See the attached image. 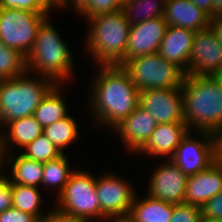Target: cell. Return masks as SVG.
<instances>
[{"instance_id":"obj_1","label":"cell","mask_w":222,"mask_h":222,"mask_svg":"<svg viewBox=\"0 0 222 222\" xmlns=\"http://www.w3.org/2000/svg\"><path fill=\"white\" fill-rule=\"evenodd\" d=\"M97 67L88 105L93 123L111 129L138 107L139 90L121 66Z\"/></svg>"},{"instance_id":"obj_2","label":"cell","mask_w":222,"mask_h":222,"mask_svg":"<svg viewBox=\"0 0 222 222\" xmlns=\"http://www.w3.org/2000/svg\"><path fill=\"white\" fill-rule=\"evenodd\" d=\"M183 92L184 120L190 131H222V75H186Z\"/></svg>"},{"instance_id":"obj_3","label":"cell","mask_w":222,"mask_h":222,"mask_svg":"<svg viewBox=\"0 0 222 222\" xmlns=\"http://www.w3.org/2000/svg\"><path fill=\"white\" fill-rule=\"evenodd\" d=\"M48 16L39 26L32 50L26 56L27 71L48 77L55 84L74 79L75 63L71 49L61 38Z\"/></svg>"},{"instance_id":"obj_4","label":"cell","mask_w":222,"mask_h":222,"mask_svg":"<svg viewBox=\"0 0 222 222\" xmlns=\"http://www.w3.org/2000/svg\"><path fill=\"white\" fill-rule=\"evenodd\" d=\"M85 50L96 66L122 65L126 54L130 22L122 9L98 15L86 21Z\"/></svg>"},{"instance_id":"obj_5","label":"cell","mask_w":222,"mask_h":222,"mask_svg":"<svg viewBox=\"0 0 222 222\" xmlns=\"http://www.w3.org/2000/svg\"><path fill=\"white\" fill-rule=\"evenodd\" d=\"M31 74L26 70L15 78L0 80V117L4 125L34 115L43 97L55 85L48 77Z\"/></svg>"},{"instance_id":"obj_6","label":"cell","mask_w":222,"mask_h":222,"mask_svg":"<svg viewBox=\"0 0 222 222\" xmlns=\"http://www.w3.org/2000/svg\"><path fill=\"white\" fill-rule=\"evenodd\" d=\"M92 175L86 170L75 169L57 196L56 209L82 222H93L95 219L103 222L107 217L101 211L96 193V177Z\"/></svg>"},{"instance_id":"obj_7","label":"cell","mask_w":222,"mask_h":222,"mask_svg":"<svg viewBox=\"0 0 222 222\" xmlns=\"http://www.w3.org/2000/svg\"><path fill=\"white\" fill-rule=\"evenodd\" d=\"M121 67L139 91L181 88L186 76L181 67L167 61L158 52L128 60Z\"/></svg>"},{"instance_id":"obj_8","label":"cell","mask_w":222,"mask_h":222,"mask_svg":"<svg viewBox=\"0 0 222 222\" xmlns=\"http://www.w3.org/2000/svg\"><path fill=\"white\" fill-rule=\"evenodd\" d=\"M48 13L0 9V41L25 57L32 50L41 23Z\"/></svg>"},{"instance_id":"obj_9","label":"cell","mask_w":222,"mask_h":222,"mask_svg":"<svg viewBox=\"0 0 222 222\" xmlns=\"http://www.w3.org/2000/svg\"><path fill=\"white\" fill-rule=\"evenodd\" d=\"M192 134L195 132L187 133L170 158L187 176L204 171L217 161L216 135L200 131L196 132L197 137Z\"/></svg>"},{"instance_id":"obj_10","label":"cell","mask_w":222,"mask_h":222,"mask_svg":"<svg viewBox=\"0 0 222 222\" xmlns=\"http://www.w3.org/2000/svg\"><path fill=\"white\" fill-rule=\"evenodd\" d=\"M114 172L96 177V193L102 213L107 217H124L130 213L136 196L134 185ZM116 174V175H115Z\"/></svg>"},{"instance_id":"obj_11","label":"cell","mask_w":222,"mask_h":222,"mask_svg":"<svg viewBox=\"0 0 222 222\" xmlns=\"http://www.w3.org/2000/svg\"><path fill=\"white\" fill-rule=\"evenodd\" d=\"M186 75H222V46L209 27L195 32Z\"/></svg>"},{"instance_id":"obj_12","label":"cell","mask_w":222,"mask_h":222,"mask_svg":"<svg viewBox=\"0 0 222 222\" xmlns=\"http://www.w3.org/2000/svg\"><path fill=\"white\" fill-rule=\"evenodd\" d=\"M139 105L155 118L157 124L185 122L181 88L139 91Z\"/></svg>"},{"instance_id":"obj_13","label":"cell","mask_w":222,"mask_h":222,"mask_svg":"<svg viewBox=\"0 0 222 222\" xmlns=\"http://www.w3.org/2000/svg\"><path fill=\"white\" fill-rule=\"evenodd\" d=\"M166 161L152 172L147 194L174 205L184 203L188 176L170 159Z\"/></svg>"},{"instance_id":"obj_14","label":"cell","mask_w":222,"mask_h":222,"mask_svg":"<svg viewBox=\"0 0 222 222\" xmlns=\"http://www.w3.org/2000/svg\"><path fill=\"white\" fill-rule=\"evenodd\" d=\"M167 28L164 16L132 24L122 64L133 58L158 52Z\"/></svg>"},{"instance_id":"obj_15","label":"cell","mask_w":222,"mask_h":222,"mask_svg":"<svg viewBox=\"0 0 222 222\" xmlns=\"http://www.w3.org/2000/svg\"><path fill=\"white\" fill-rule=\"evenodd\" d=\"M157 122L155 118L140 105L112 129L121 138L123 148L135 154L146 144Z\"/></svg>"},{"instance_id":"obj_16","label":"cell","mask_w":222,"mask_h":222,"mask_svg":"<svg viewBox=\"0 0 222 222\" xmlns=\"http://www.w3.org/2000/svg\"><path fill=\"white\" fill-rule=\"evenodd\" d=\"M222 190V164L217 160L208 169L188 176L184 203L202 207Z\"/></svg>"},{"instance_id":"obj_17","label":"cell","mask_w":222,"mask_h":222,"mask_svg":"<svg viewBox=\"0 0 222 222\" xmlns=\"http://www.w3.org/2000/svg\"><path fill=\"white\" fill-rule=\"evenodd\" d=\"M189 131L185 122L157 124L146 144L137 153L170 159Z\"/></svg>"},{"instance_id":"obj_18","label":"cell","mask_w":222,"mask_h":222,"mask_svg":"<svg viewBox=\"0 0 222 222\" xmlns=\"http://www.w3.org/2000/svg\"><path fill=\"white\" fill-rule=\"evenodd\" d=\"M163 16L168 26L181 27L195 32L208 28L211 19L191 0H166Z\"/></svg>"},{"instance_id":"obj_19","label":"cell","mask_w":222,"mask_h":222,"mask_svg":"<svg viewBox=\"0 0 222 222\" xmlns=\"http://www.w3.org/2000/svg\"><path fill=\"white\" fill-rule=\"evenodd\" d=\"M194 37L195 31L168 26L158 53L167 61L177 64L187 72Z\"/></svg>"},{"instance_id":"obj_20","label":"cell","mask_w":222,"mask_h":222,"mask_svg":"<svg viewBox=\"0 0 222 222\" xmlns=\"http://www.w3.org/2000/svg\"><path fill=\"white\" fill-rule=\"evenodd\" d=\"M1 170L3 174L12 182L20 185L33 186L39 188L42 186L43 165L44 163L28 159L21 153L15 156V153L0 154ZM13 159V160H12ZM12 168L11 172H4L7 165ZM11 164V165H10ZM7 174V175H6Z\"/></svg>"},{"instance_id":"obj_21","label":"cell","mask_w":222,"mask_h":222,"mask_svg":"<svg viewBox=\"0 0 222 222\" xmlns=\"http://www.w3.org/2000/svg\"><path fill=\"white\" fill-rule=\"evenodd\" d=\"M4 143L0 154H10L15 147L24 149L44 131L34 115L9 121L4 125ZM6 131V132H5ZM15 146V147H12Z\"/></svg>"},{"instance_id":"obj_22","label":"cell","mask_w":222,"mask_h":222,"mask_svg":"<svg viewBox=\"0 0 222 222\" xmlns=\"http://www.w3.org/2000/svg\"><path fill=\"white\" fill-rule=\"evenodd\" d=\"M146 195L142 199L135 196L128 215L132 222H170L173 204Z\"/></svg>"},{"instance_id":"obj_23","label":"cell","mask_w":222,"mask_h":222,"mask_svg":"<svg viewBox=\"0 0 222 222\" xmlns=\"http://www.w3.org/2000/svg\"><path fill=\"white\" fill-rule=\"evenodd\" d=\"M63 86V84H55L35 109L34 117L43 128L70 115L66 100L61 93Z\"/></svg>"},{"instance_id":"obj_24","label":"cell","mask_w":222,"mask_h":222,"mask_svg":"<svg viewBox=\"0 0 222 222\" xmlns=\"http://www.w3.org/2000/svg\"><path fill=\"white\" fill-rule=\"evenodd\" d=\"M74 171L73 168L71 170L68 156L63 153L58 158L44 163L42 186L48 189L50 188L51 190H56V196H58Z\"/></svg>"},{"instance_id":"obj_25","label":"cell","mask_w":222,"mask_h":222,"mask_svg":"<svg viewBox=\"0 0 222 222\" xmlns=\"http://www.w3.org/2000/svg\"><path fill=\"white\" fill-rule=\"evenodd\" d=\"M40 189L12 183V207L30 213L40 219L46 212L41 208L44 201ZM43 211V212H42Z\"/></svg>"},{"instance_id":"obj_26","label":"cell","mask_w":222,"mask_h":222,"mask_svg":"<svg viewBox=\"0 0 222 222\" xmlns=\"http://www.w3.org/2000/svg\"><path fill=\"white\" fill-rule=\"evenodd\" d=\"M78 124L71 114L44 128L43 133L61 151L79 138Z\"/></svg>"},{"instance_id":"obj_27","label":"cell","mask_w":222,"mask_h":222,"mask_svg":"<svg viewBox=\"0 0 222 222\" xmlns=\"http://www.w3.org/2000/svg\"><path fill=\"white\" fill-rule=\"evenodd\" d=\"M166 0H129L122 11L130 24L158 18L164 15Z\"/></svg>"},{"instance_id":"obj_28","label":"cell","mask_w":222,"mask_h":222,"mask_svg":"<svg viewBox=\"0 0 222 222\" xmlns=\"http://www.w3.org/2000/svg\"><path fill=\"white\" fill-rule=\"evenodd\" d=\"M26 70V57L0 41V80L15 78Z\"/></svg>"},{"instance_id":"obj_29","label":"cell","mask_w":222,"mask_h":222,"mask_svg":"<svg viewBox=\"0 0 222 222\" xmlns=\"http://www.w3.org/2000/svg\"><path fill=\"white\" fill-rule=\"evenodd\" d=\"M21 154L28 159L37 162L46 163L56 159L63 153L46 137L44 133L39 135L35 140L29 143Z\"/></svg>"},{"instance_id":"obj_30","label":"cell","mask_w":222,"mask_h":222,"mask_svg":"<svg viewBox=\"0 0 222 222\" xmlns=\"http://www.w3.org/2000/svg\"><path fill=\"white\" fill-rule=\"evenodd\" d=\"M56 8L52 0H0V9H20L39 13H51Z\"/></svg>"},{"instance_id":"obj_31","label":"cell","mask_w":222,"mask_h":222,"mask_svg":"<svg viewBox=\"0 0 222 222\" xmlns=\"http://www.w3.org/2000/svg\"><path fill=\"white\" fill-rule=\"evenodd\" d=\"M202 209L187 203L173 204V214L170 222H200Z\"/></svg>"},{"instance_id":"obj_32","label":"cell","mask_w":222,"mask_h":222,"mask_svg":"<svg viewBox=\"0 0 222 222\" xmlns=\"http://www.w3.org/2000/svg\"><path fill=\"white\" fill-rule=\"evenodd\" d=\"M120 9H122V5L118 0H91L88 8L80 16L87 21L98 15L115 12Z\"/></svg>"},{"instance_id":"obj_33","label":"cell","mask_w":222,"mask_h":222,"mask_svg":"<svg viewBox=\"0 0 222 222\" xmlns=\"http://www.w3.org/2000/svg\"><path fill=\"white\" fill-rule=\"evenodd\" d=\"M202 217L222 220V190L202 207Z\"/></svg>"},{"instance_id":"obj_34","label":"cell","mask_w":222,"mask_h":222,"mask_svg":"<svg viewBox=\"0 0 222 222\" xmlns=\"http://www.w3.org/2000/svg\"><path fill=\"white\" fill-rule=\"evenodd\" d=\"M12 207V182L0 172V213Z\"/></svg>"},{"instance_id":"obj_35","label":"cell","mask_w":222,"mask_h":222,"mask_svg":"<svg viewBox=\"0 0 222 222\" xmlns=\"http://www.w3.org/2000/svg\"><path fill=\"white\" fill-rule=\"evenodd\" d=\"M37 218L30 213L16 208H9L0 213V222H37Z\"/></svg>"},{"instance_id":"obj_36","label":"cell","mask_w":222,"mask_h":222,"mask_svg":"<svg viewBox=\"0 0 222 222\" xmlns=\"http://www.w3.org/2000/svg\"><path fill=\"white\" fill-rule=\"evenodd\" d=\"M37 222H82L69 214L63 213L55 207L37 220Z\"/></svg>"},{"instance_id":"obj_37","label":"cell","mask_w":222,"mask_h":222,"mask_svg":"<svg viewBox=\"0 0 222 222\" xmlns=\"http://www.w3.org/2000/svg\"><path fill=\"white\" fill-rule=\"evenodd\" d=\"M91 0H59L56 3V8L61 10L68 7L71 4V7L74 8L77 15H81L89 6Z\"/></svg>"},{"instance_id":"obj_38","label":"cell","mask_w":222,"mask_h":222,"mask_svg":"<svg viewBox=\"0 0 222 222\" xmlns=\"http://www.w3.org/2000/svg\"><path fill=\"white\" fill-rule=\"evenodd\" d=\"M208 27L211 29L215 38L222 46V16L212 17Z\"/></svg>"},{"instance_id":"obj_39","label":"cell","mask_w":222,"mask_h":222,"mask_svg":"<svg viewBox=\"0 0 222 222\" xmlns=\"http://www.w3.org/2000/svg\"><path fill=\"white\" fill-rule=\"evenodd\" d=\"M199 9L211 17V0H191Z\"/></svg>"},{"instance_id":"obj_40","label":"cell","mask_w":222,"mask_h":222,"mask_svg":"<svg viewBox=\"0 0 222 222\" xmlns=\"http://www.w3.org/2000/svg\"><path fill=\"white\" fill-rule=\"evenodd\" d=\"M222 16V0H211V18Z\"/></svg>"},{"instance_id":"obj_41","label":"cell","mask_w":222,"mask_h":222,"mask_svg":"<svg viewBox=\"0 0 222 222\" xmlns=\"http://www.w3.org/2000/svg\"><path fill=\"white\" fill-rule=\"evenodd\" d=\"M217 140V160L222 164V131L216 135Z\"/></svg>"},{"instance_id":"obj_42","label":"cell","mask_w":222,"mask_h":222,"mask_svg":"<svg viewBox=\"0 0 222 222\" xmlns=\"http://www.w3.org/2000/svg\"><path fill=\"white\" fill-rule=\"evenodd\" d=\"M103 221L104 222H132V220L128 216H124V217H109V218L104 219Z\"/></svg>"},{"instance_id":"obj_43","label":"cell","mask_w":222,"mask_h":222,"mask_svg":"<svg viewBox=\"0 0 222 222\" xmlns=\"http://www.w3.org/2000/svg\"><path fill=\"white\" fill-rule=\"evenodd\" d=\"M2 129L5 130L3 121H2V119H1V117H0V151H1V149L3 148V143H4V132H3ZM1 130H2V131H1Z\"/></svg>"},{"instance_id":"obj_44","label":"cell","mask_w":222,"mask_h":222,"mask_svg":"<svg viewBox=\"0 0 222 222\" xmlns=\"http://www.w3.org/2000/svg\"><path fill=\"white\" fill-rule=\"evenodd\" d=\"M200 222H222V220H217V219H210V218H204L202 217Z\"/></svg>"},{"instance_id":"obj_45","label":"cell","mask_w":222,"mask_h":222,"mask_svg":"<svg viewBox=\"0 0 222 222\" xmlns=\"http://www.w3.org/2000/svg\"><path fill=\"white\" fill-rule=\"evenodd\" d=\"M120 2L121 5H123L124 3L128 2L129 0H118Z\"/></svg>"},{"instance_id":"obj_46","label":"cell","mask_w":222,"mask_h":222,"mask_svg":"<svg viewBox=\"0 0 222 222\" xmlns=\"http://www.w3.org/2000/svg\"><path fill=\"white\" fill-rule=\"evenodd\" d=\"M2 170H1V156H0V172H1Z\"/></svg>"},{"instance_id":"obj_47","label":"cell","mask_w":222,"mask_h":222,"mask_svg":"<svg viewBox=\"0 0 222 222\" xmlns=\"http://www.w3.org/2000/svg\"><path fill=\"white\" fill-rule=\"evenodd\" d=\"M55 4L59 1V0H52Z\"/></svg>"}]
</instances>
